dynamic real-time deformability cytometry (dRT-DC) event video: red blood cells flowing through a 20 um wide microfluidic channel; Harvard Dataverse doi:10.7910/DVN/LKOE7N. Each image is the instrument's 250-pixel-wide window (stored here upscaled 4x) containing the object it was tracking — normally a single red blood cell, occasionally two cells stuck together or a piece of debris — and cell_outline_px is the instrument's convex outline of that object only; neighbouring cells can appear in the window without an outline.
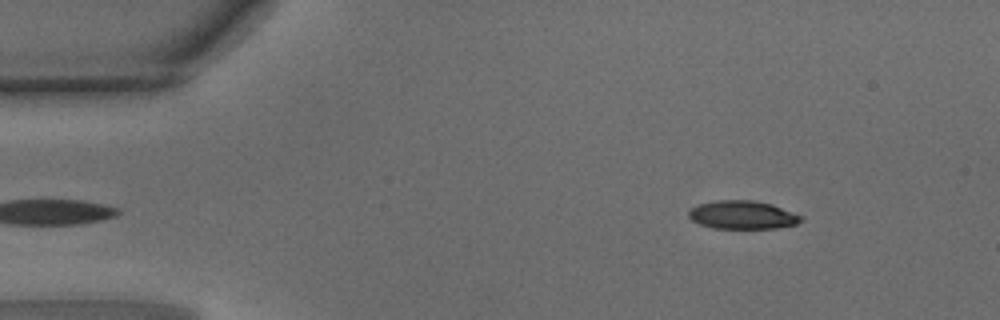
{"species": "common noctule bat (a hibernating species)", "species_latin": "Nyctalus noctula", "temperature_condition": "warm", "stored_images_in_passage": 42, "camera_frame_rate_fps": 3000, "um_per_image_px": 0.085, "animal": {"sex": "male", "body_mass_g": 15.6}, "frame": {"image": 1, "passage_image": 1, "time_ms": 0.0, "image_size_px": [1000, 320], "cell_outline_px": [[804, 220], [796, 224], [776, 228], [712, 228], [700, 224], [692, 220], [688, 216], [688, 212], [692, 208], [700, 204], [716, 200], [752, 200], [772, 204], [804, 216]], "centroid_in_image_um": [63.15, 18.27], "position_along_channel_um": 21.9, "area_um2": 18.55}}
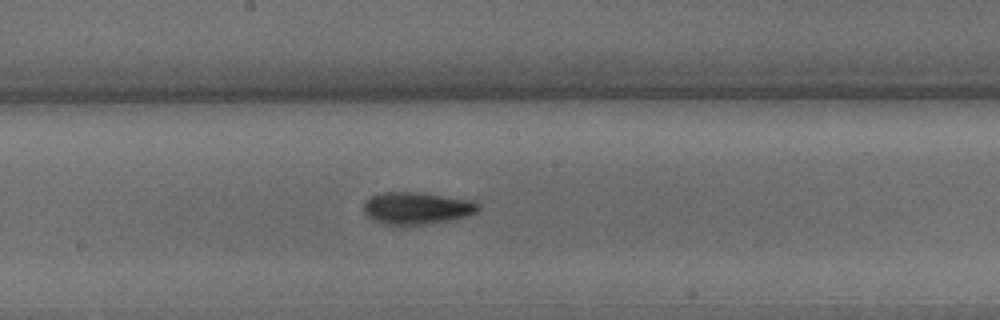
{"frame": {"image": 2, "passage_image": 20, "time_ms": 6.333, "image_size_px": [1000, 320], "cell_outline_px": [[480, 208], [476, 212], [468, 216], [452, 220], [428, 224], [392, 228], [372, 220], [364, 212], [364, 200], [380, 192], [424, 192], [476, 200], [480, 204]], "centroid_in_image_um": [35.44, 17.72], "position_along_channel_um": 212.8, "area_um2": 22.6}}
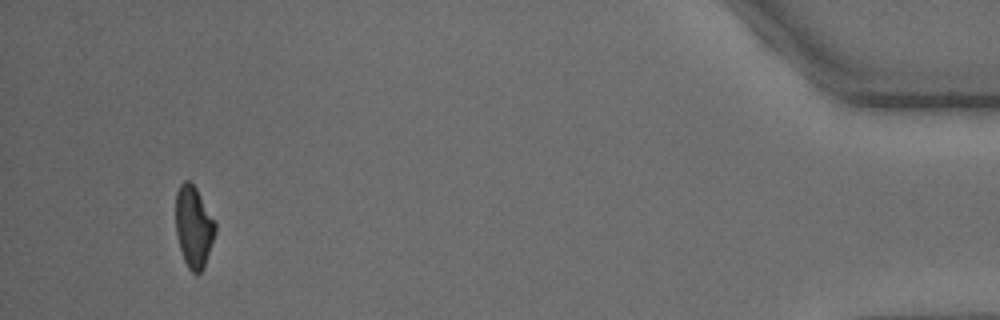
{"frame": {"image": 3, "passage_image": 40, "time_ms": 13.0, "image_size_px": [1000, 320], "cell_outline_px": [[216, 232], [204, 268], [196, 276], [188, 268], [184, 260], [180, 248], [176, 232], [176, 192], [180, 184], [184, 180], [188, 180], [196, 188], [216, 220]], "centroid_in_image_um": [16.48, 19.28], "position_along_channel_um": 418.7, "area_um2": 19.02}, "authors_computed_cell_mechanics": {"area_um2": 19.8832, "velocity_mm_per_s": 4.2105, "shape_relaxation_time_tau1_ms": 6.3544, "shape_relaxation_time_tau2_ms": 3.3942, "deformation_change_tau1": 0.1815, "deformation_change_tau2": 0.1076}}